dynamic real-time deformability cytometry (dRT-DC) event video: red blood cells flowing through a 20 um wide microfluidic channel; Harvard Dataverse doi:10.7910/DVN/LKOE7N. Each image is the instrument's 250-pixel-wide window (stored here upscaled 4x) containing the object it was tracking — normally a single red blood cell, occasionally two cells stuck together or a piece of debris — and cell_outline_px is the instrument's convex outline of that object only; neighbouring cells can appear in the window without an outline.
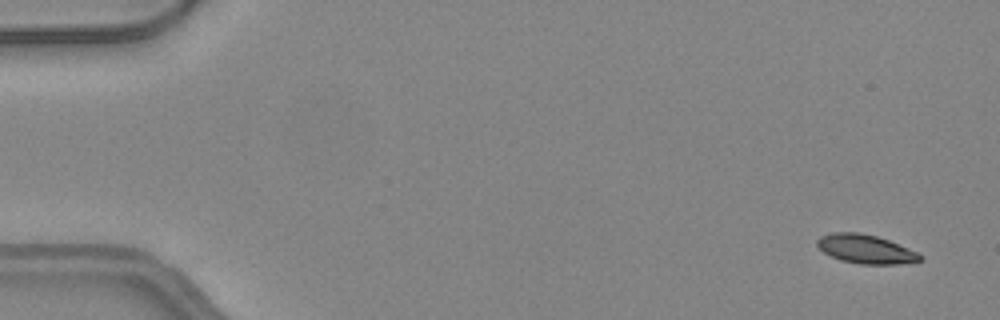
{"species": "common noctule bat (a hibernating species)", "species_latin": "Nyctalus noctula", "temperature_condition": "warm", "stored_images_in_passage": 50, "camera_frame_rate_fps": 3000, "um_per_image_px": 0.085, "animal": {"sex": "female", "body_mass_g": 24.6, "forearm_length_mm": 56.2}, "frame": {"image": 1, "passage_image": 3, "time_ms": 0.667, "image_size_px": [1000, 320], "cell_outline_px": [[924, 256], [920, 260], [900, 264], [860, 264], [840, 260], [824, 252], [816, 244], [816, 240], [820, 236], [832, 232], [860, 232], [876, 236], [888, 240], [908, 248]], "centroid_in_image_um": [73.56, 21.16], "position_along_channel_um": 11.4, "area_um2": 17.22}}
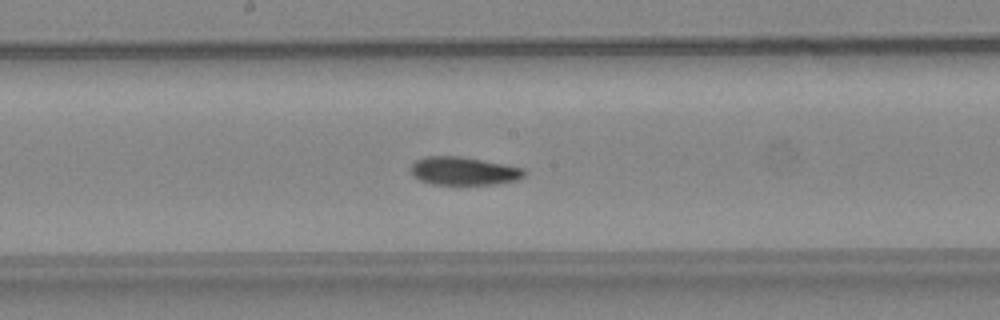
{"frame": {"image": 2, "passage_image": 27, "time_ms": 8.667, "image_size_px": [1000, 320], "cell_outline_px": [[524, 176], [516, 180], [496, 184], [432, 184], [420, 180], [412, 176], [408, 168], [416, 160], [424, 156], [460, 156], [504, 164], [524, 168]], "centroid_in_image_um": [39.35, 14.53], "position_along_channel_um": 208.8, "area_um2": 18.67}}
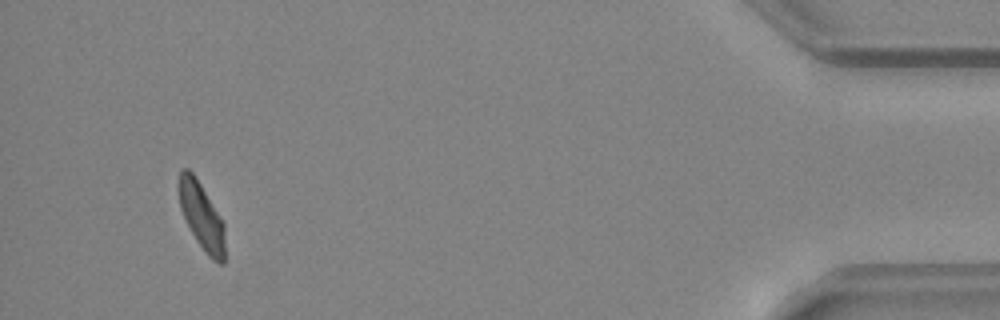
{"frame": {"image": 3, "passage_image": 47, "time_ms": 15.333, "image_size_px": [1000, 320], "cell_outline_px": [[224, 264], [220, 264], [212, 260], [208, 256], [196, 240], [180, 208], [176, 188], [176, 184], [180, 172], [184, 168], [188, 168], [192, 172], [200, 184], [224, 224]], "centroid_in_image_um": [17.09, 18.35], "position_along_channel_um": 418.1, "area_um2": 17.86}, "authors_computed_cell_mechanics": {"area_um2": 18.3804, "velocity_mm_per_s": 4.2386, "shape_relaxation_time_tau1_ms": 8.2016, "shape_relaxation_time_tau2_ms": 4.2985, "deformation_change_tau1": 0.2018, "deformation_change_tau2": 0.1}}